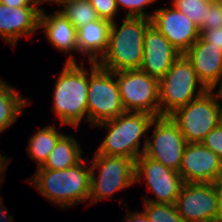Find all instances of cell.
<instances>
[{"mask_svg":"<svg viewBox=\"0 0 222 222\" xmlns=\"http://www.w3.org/2000/svg\"><path fill=\"white\" fill-rule=\"evenodd\" d=\"M125 222H150L146 213L143 212H131L129 211V214L127 213V216L125 218Z\"/></svg>","mask_w":222,"mask_h":222,"instance_id":"1f68e13d","label":"cell"},{"mask_svg":"<svg viewBox=\"0 0 222 222\" xmlns=\"http://www.w3.org/2000/svg\"><path fill=\"white\" fill-rule=\"evenodd\" d=\"M145 177L147 186L157 200L143 198L152 203L175 204L180 190L184 184L179 172L165 167L161 162L147 157L144 153L135 160V182Z\"/></svg>","mask_w":222,"mask_h":222,"instance_id":"7c38bea8","label":"cell"},{"mask_svg":"<svg viewBox=\"0 0 222 222\" xmlns=\"http://www.w3.org/2000/svg\"><path fill=\"white\" fill-rule=\"evenodd\" d=\"M218 92L222 95V85L220 86Z\"/></svg>","mask_w":222,"mask_h":222,"instance_id":"74e56055","label":"cell"},{"mask_svg":"<svg viewBox=\"0 0 222 222\" xmlns=\"http://www.w3.org/2000/svg\"><path fill=\"white\" fill-rule=\"evenodd\" d=\"M181 55L151 24L144 34L140 70L160 80Z\"/></svg>","mask_w":222,"mask_h":222,"instance_id":"9a60e30c","label":"cell"},{"mask_svg":"<svg viewBox=\"0 0 222 222\" xmlns=\"http://www.w3.org/2000/svg\"><path fill=\"white\" fill-rule=\"evenodd\" d=\"M55 83L51 111H55L61 125H71L76 129L85 117L87 121L88 71L84 63L79 66L70 55Z\"/></svg>","mask_w":222,"mask_h":222,"instance_id":"3957f363","label":"cell"},{"mask_svg":"<svg viewBox=\"0 0 222 222\" xmlns=\"http://www.w3.org/2000/svg\"><path fill=\"white\" fill-rule=\"evenodd\" d=\"M95 8L100 19H105L114 22L115 15L118 13V6L115 0H88Z\"/></svg>","mask_w":222,"mask_h":222,"instance_id":"83f0119b","label":"cell"},{"mask_svg":"<svg viewBox=\"0 0 222 222\" xmlns=\"http://www.w3.org/2000/svg\"><path fill=\"white\" fill-rule=\"evenodd\" d=\"M144 212L150 222H185L178 214L175 204L144 201Z\"/></svg>","mask_w":222,"mask_h":222,"instance_id":"cb8c5ba5","label":"cell"},{"mask_svg":"<svg viewBox=\"0 0 222 222\" xmlns=\"http://www.w3.org/2000/svg\"><path fill=\"white\" fill-rule=\"evenodd\" d=\"M10 158L8 159L7 157L3 156L0 154V182H1V178L2 176L4 175L5 173V169L6 167L8 166V163L9 162ZM7 164V165H6Z\"/></svg>","mask_w":222,"mask_h":222,"instance_id":"e575fe53","label":"cell"},{"mask_svg":"<svg viewBox=\"0 0 222 222\" xmlns=\"http://www.w3.org/2000/svg\"><path fill=\"white\" fill-rule=\"evenodd\" d=\"M200 36L215 47H222V28L199 29Z\"/></svg>","mask_w":222,"mask_h":222,"instance_id":"f546056e","label":"cell"},{"mask_svg":"<svg viewBox=\"0 0 222 222\" xmlns=\"http://www.w3.org/2000/svg\"><path fill=\"white\" fill-rule=\"evenodd\" d=\"M92 161L90 166V204H94L103 198L109 200L116 191L135 183L134 159L95 153ZM97 168H100L98 176L95 175Z\"/></svg>","mask_w":222,"mask_h":222,"instance_id":"ba28073f","label":"cell"},{"mask_svg":"<svg viewBox=\"0 0 222 222\" xmlns=\"http://www.w3.org/2000/svg\"><path fill=\"white\" fill-rule=\"evenodd\" d=\"M150 19L151 24L182 55L200 36L199 27L173 5L172 8H157Z\"/></svg>","mask_w":222,"mask_h":222,"instance_id":"4fadbf2b","label":"cell"},{"mask_svg":"<svg viewBox=\"0 0 222 222\" xmlns=\"http://www.w3.org/2000/svg\"><path fill=\"white\" fill-rule=\"evenodd\" d=\"M201 143L222 160V122L213 128Z\"/></svg>","mask_w":222,"mask_h":222,"instance_id":"f1b7e54d","label":"cell"},{"mask_svg":"<svg viewBox=\"0 0 222 222\" xmlns=\"http://www.w3.org/2000/svg\"><path fill=\"white\" fill-rule=\"evenodd\" d=\"M55 127L48 125L41 128L29 140L26 150L29 157L38 163L37 168L44 165L56 143L64 135Z\"/></svg>","mask_w":222,"mask_h":222,"instance_id":"7402d4cb","label":"cell"},{"mask_svg":"<svg viewBox=\"0 0 222 222\" xmlns=\"http://www.w3.org/2000/svg\"><path fill=\"white\" fill-rule=\"evenodd\" d=\"M222 28V0L209 4L206 9L205 22L199 29Z\"/></svg>","mask_w":222,"mask_h":222,"instance_id":"4316f807","label":"cell"},{"mask_svg":"<svg viewBox=\"0 0 222 222\" xmlns=\"http://www.w3.org/2000/svg\"><path fill=\"white\" fill-rule=\"evenodd\" d=\"M172 5L191 19L198 27L205 22L206 9L209 4L198 0H173Z\"/></svg>","mask_w":222,"mask_h":222,"instance_id":"d4e9b609","label":"cell"},{"mask_svg":"<svg viewBox=\"0 0 222 222\" xmlns=\"http://www.w3.org/2000/svg\"><path fill=\"white\" fill-rule=\"evenodd\" d=\"M198 1L204 2L206 4H211V3L217 2L218 0H198Z\"/></svg>","mask_w":222,"mask_h":222,"instance_id":"8d00e7d4","label":"cell"},{"mask_svg":"<svg viewBox=\"0 0 222 222\" xmlns=\"http://www.w3.org/2000/svg\"><path fill=\"white\" fill-rule=\"evenodd\" d=\"M0 3L12 8L40 5L39 0H0Z\"/></svg>","mask_w":222,"mask_h":222,"instance_id":"4dcf8cb0","label":"cell"},{"mask_svg":"<svg viewBox=\"0 0 222 222\" xmlns=\"http://www.w3.org/2000/svg\"><path fill=\"white\" fill-rule=\"evenodd\" d=\"M208 90L222 85V47H215L201 36L183 54Z\"/></svg>","mask_w":222,"mask_h":222,"instance_id":"2e32d148","label":"cell"},{"mask_svg":"<svg viewBox=\"0 0 222 222\" xmlns=\"http://www.w3.org/2000/svg\"><path fill=\"white\" fill-rule=\"evenodd\" d=\"M175 206L185 222H222L218 193L213 183H184Z\"/></svg>","mask_w":222,"mask_h":222,"instance_id":"30bf717a","label":"cell"},{"mask_svg":"<svg viewBox=\"0 0 222 222\" xmlns=\"http://www.w3.org/2000/svg\"><path fill=\"white\" fill-rule=\"evenodd\" d=\"M126 111L144 112L160 117L159 80L140 69L114 72Z\"/></svg>","mask_w":222,"mask_h":222,"instance_id":"9c48e42d","label":"cell"},{"mask_svg":"<svg viewBox=\"0 0 222 222\" xmlns=\"http://www.w3.org/2000/svg\"><path fill=\"white\" fill-rule=\"evenodd\" d=\"M65 1H68V0H41V3H44V2H45V3H46V2H47V3H48V2H53V3H55V4L57 3V4H60V5H61V4H62L63 2H65Z\"/></svg>","mask_w":222,"mask_h":222,"instance_id":"d590c367","label":"cell"},{"mask_svg":"<svg viewBox=\"0 0 222 222\" xmlns=\"http://www.w3.org/2000/svg\"><path fill=\"white\" fill-rule=\"evenodd\" d=\"M83 160L82 150L75 137L63 135L51 151L43 169L62 170L76 166Z\"/></svg>","mask_w":222,"mask_h":222,"instance_id":"ffe728a7","label":"cell"},{"mask_svg":"<svg viewBox=\"0 0 222 222\" xmlns=\"http://www.w3.org/2000/svg\"><path fill=\"white\" fill-rule=\"evenodd\" d=\"M222 171V160L202 143H187L179 174L184 183H213Z\"/></svg>","mask_w":222,"mask_h":222,"instance_id":"5bb4252c","label":"cell"},{"mask_svg":"<svg viewBox=\"0 0 222 222\" xmlns=\"http://www.w3.org/2000/svg\"><path fill=\"white\" fill-rule=\"evenodd\" d=\"M61 5L63 8L60 11L76 29L100 19L88 0H68Z\"/></svg>","mask_w":222,"mask_h":222,"instance_id":"603a6c76","label":"cell"},{"mask_svg":"<svg viewBox=\"0 0 222 222\" xmlns=\"http://www.w3.org/2000/svg\"><path fill=\"white\" fill-rule=\"evenodd\" d=\"M88 85L87 122L91 127L116 118L126 110L123 107L114 72L90 62Z\"/></svg>","mask_w":222,"mask_h":222,"instance_id":"52a82bcc","label":"cell"},{"mask_svg":"<svg viewBox=\"0 0 222 222\" xmlns=\"http://www.w3.org/2000/svg\"><path fill=\"white\" fill-rule=\"evenodd\" d=\"M217 193H218V200H219V206L222 212V171L219 174V176L215 179V181L213 182Z\"/></svg>","mask_w":222,"mask_h":222,"instance_id":"d6a6232c","label":"cell"},{"mask_svg":"<svg viewBox=\"0 0 222 222\" xmlns=\"http://www.w3.org/2000/svg\"><path fill=\"white\" fill-rule=\"evenodd\" d=\"M207 91L192 64L181 55L159 80L160 116H169Z\"/></svg>","mask_w":222,"mask_h":222,"instance_id":"5b68a950","label":"cell"},{"mask_svg":"<svg viewBox=\"0 0 222 222\" xmlns=\"http://www.w3.org/2000/svg\"><path fill=\"white\" fill-rule=\"evenodd\" d=\"M213 92L208 90L169 115L187 143H201L222 122V95Z\"/></svg>","mask_w":222,"mask_h":222,"instance_id":"8992f818","label":"cell"},{"mask_svg":"<svg viewBox=\"0 0 222 222\" xmlns=\"http://www.w3.org/2000/svg\"><path fill=\"white\" fill-rule=\"evenodd\" d=\"M41 10L39 6L12 8L0 3V36L13 47L20 37L34 34Z\"/></svg>","mask_w":222,"mask_h":222,"instance_id":"e0dca14e","label":"cell"},{"mask_svg":"<svg viewBox=\"0 0 222 222\" xmlns=\"http://www.w3.org/2000/svg\"><path fill=\"white\" fill-rule=\"evenodd\" d=\"M154 118L144 112L125 111L116 118L93 126L105 127L109 130L95 153L124 156L136 160L145 151L147 144L145 133L152 127L151 122ZM142 136L145 137L143 150L140 148Z\"/></svg>","mask_w":222,"mask_h":222,"instance_id":"277c9868","label":"cell"},{"mask_svg":"<svg viewBox=\"0 0 222 222\" xmlns=\"http://www.w3.org/2000/svg\"><path fill=\"white\" fill-rule=\"evenodd\" d=\"M42 28L49 43L57 50L72 53L78 51L77 29L68 21L64 14L57 10L54 14L46 15L42 9L39 18V29Z\"/></svg>","mask_w":222,"mask_h":222,"instance_id":"ac0fdd59","label":"cell"},{"mask_svg":"<svg viewBox=\"0 0 222 222\" xmlns=\"http://www.w3.org/2000/svg\"><path fill=\"white\" fill-rule=\"evenodd\" d=\"M2 205H3V203L0 202V222H12L13 216H11V215L8 216V214H7L8 211Z\"/></svg>","mask_w":222,"mask_h":222,"instance_id":"836d02e7","label":"cell"},{"mask_svg":"<svg viewBox=\"0 0 222 222\" xmlns=\"http://www.w3.org/2000/svg\"><path fill=\"white\" fill-rule=\"evenodd\" d=\"M151 125H154L153 134L147 137L144 154L179 172L187 145L181 131L169 116L155 117Z\"/></svg>","mask_w":222,"mask_h":222,"instance_id":"8fae6325","label":"cell"},{"mask_svg":"<svg viewBox=\"0 0 222 222\" xmlns=\"http://www.w3.org/2000/svg\"><path fill=\"white\" fill-rule=\"evenodd\" d=\"M111 22L98 19L77 29V45L81 55L89 57L90 62H98L108 47Z\"/></svg>","mask_w":222,"mask_h":222,"instance_id":"d6986e66","label":"cell"},{"mask_svg":"<svg viewBox=\"0 0 222 222\" xmlns=\"http://www.w3.org/2000/svg\"><path fill=\"white\" fill-rule=\"evenodd\" d=\"M27 104L28 99L20 97L14 87L0 79V133L15 123Z\"/></svg>","mask_w":222,"mask_h":222,"instance_id":"44dd1931","label":"cell"},{"mask_svg":"<svg viewBox=\"0 0 222 222\" xmlns=\"http://www.w3.org/2000/svg\"><path fill=\"white\" fill-rule=\"evenodd\" d=\"M84 161L62 170L39 167L30 181L54 205L69 208L90 198L91 167L83 165Z\"/></svg>","mask_w":222,"mask_h":222,"instance_id":"7a4b0ae2","label":"cell"},{"mask_svg":"<svg viewBox=\"0 0 222 222\" xmlns=\"http://www.w3.org/2000/svg\"><path fill=\"white\" fill-rule=\"evenodd\" d=\"M111 22L108 47L97 64L111 72L140 69L143 40L150 18L125 17L121 26Z\"/></svg>","mask_w":222,"mask_h":222,"instance_id":"6da1fadb","label":"cell"},{"mask_svg":"<svg viewBox=\"0 0 222 222\" xmlns=\"http://www.w3.org/2000/svg\"><path fill=\"white\" fill-rule=\"evenodd\" d=\"M120 9V5L128 9L126 17H144L151 18V15L144 11V7L157 0H115Z\"/></svg>","mask_w":222,"mask_h":222,"instance_id":"484cf974","label":"cell"}]
</instances>
